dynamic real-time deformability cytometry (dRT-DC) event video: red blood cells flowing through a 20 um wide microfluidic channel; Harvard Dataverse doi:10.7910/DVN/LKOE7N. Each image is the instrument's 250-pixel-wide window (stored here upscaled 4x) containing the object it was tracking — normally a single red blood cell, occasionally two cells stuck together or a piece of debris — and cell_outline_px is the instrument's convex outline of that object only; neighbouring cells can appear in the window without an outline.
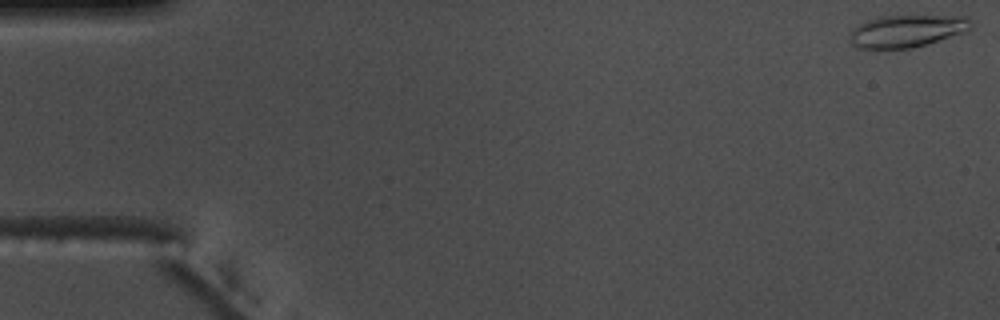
{"species": "common noctule bat (a hibernating species)", "species_latin": "Nyctalus noctula", "temperature_condition": "warm", "stored_images_in_passage": 12, "camera_frame_rate_fps": 3000, "um_per_image_px": 0.085, "animal": {"sex": "male", "body_mass_g": 17.5, "forearm_length_mm": 52.3}, "frame": {"image": 1, "passage_image": 1, "time_ms": 0.0, "image_size_px": [1000, 320], "cell_outline_px": [[972, 28], [964, 32], [912, 48], [860, 48], [852, 44], [848, 40], [852, 28], [868, 20], [884, 16], [968, 16], [972, 20]], "centroid_in_image_um": [77.09, 2.63], "position_along_channel_um": 7.9, "area_um2": 22.6}}